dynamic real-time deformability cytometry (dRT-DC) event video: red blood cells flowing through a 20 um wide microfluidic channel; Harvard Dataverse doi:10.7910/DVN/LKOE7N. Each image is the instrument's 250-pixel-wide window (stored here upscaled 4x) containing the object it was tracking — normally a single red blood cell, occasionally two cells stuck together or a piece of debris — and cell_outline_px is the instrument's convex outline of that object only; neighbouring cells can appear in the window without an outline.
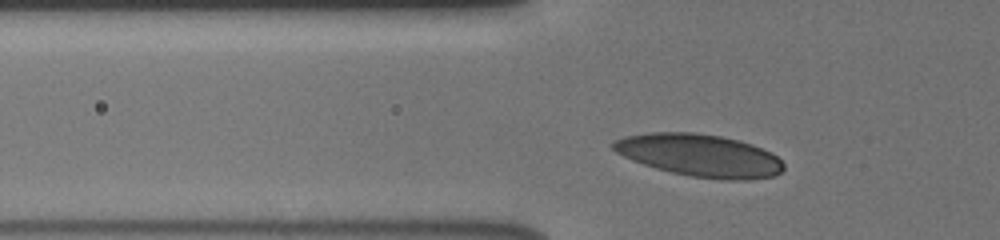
{"species": "human", "species_latin": "Homo sapiens", "temperature_condition": "cold", "stored_images_in_passage": 34, "camera_frame_rate_fps": 3000, "um_per_image_px": 0.085, "donor": {"sex": "male"}, "frame": {"image": 1, "passage_image": 6, "time_ms": 1.667, "image_size_px": [1000, 240], "cell_outline_px": [[784, 168], [776, 176], [748, 180], [728, 180], [688, 176], [656, 168], [632, 160], [616, 152], [612, 148], [612, 144], [616, 140], [624, 136], [648, 132], [696, 132], [720, 136], [740, 140], [752, 144], [772, 152], [784, 164]], "centroid_in_image_um": [59.5, 13.2], "position_along_channel_um": 66.3, "area_um2": 42.31}}
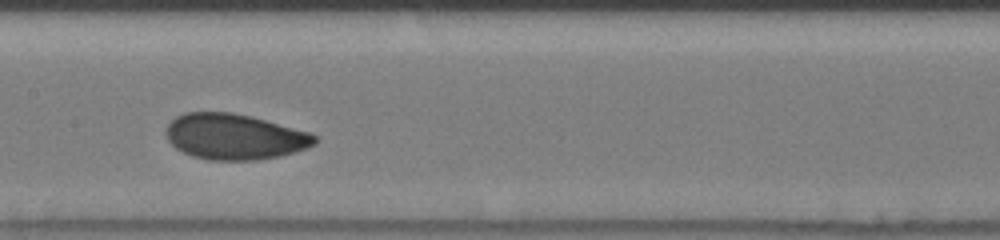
{"frame": {"image": 2, "passage_image": 16, "time_ms": 5.0, "image_size_px": [1000, 240], "cell_outline_px": [[316, 144], [280, 156], [256, 160], [208, 160], [192, 156], [176, 148], [168, 140], [164, 132], [168, 124], [176, 116], [184, 112], [232, 112], [252, 116], [308, 132], [316, 136]], "centroid_in_image_um": [19.89, 11.61], "position_along_channel_um": 187.5, "area_um2": 39.54}}
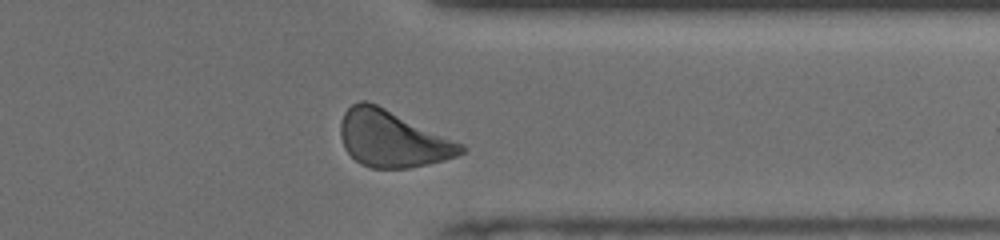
{"frame": {"image": 3, "passage_image": 31, "time_ms": 10.0, "image_size_px": [1000, 240], "cell_outline_px": [[468, 148], [464, 152], [456, 156], [444, 160], [428, 164], [408, 168], [372, 168], [360, 164], [344, 148], [340, 136], [340, 124], [344, 112], [352, 104], [360, 100], [364, 100], [376, 104], [464, 144]], "centroid_in_image_um": [33.35, 11.81], "position_along_channel_um": 378.1, "area_um2": 39.54}, "authors_computed_cell_mechanics": {"area_um2": 39.3618, "velocity_mm_per_s": 3.8236, "shape_relaxation_time_tau1_ms": 2.5172, "shape_relaxation_time_tau2_ms": 0.9625, "deformation_change_tau1": 0.0969, "deformation_change_tau2": 0.0542}}